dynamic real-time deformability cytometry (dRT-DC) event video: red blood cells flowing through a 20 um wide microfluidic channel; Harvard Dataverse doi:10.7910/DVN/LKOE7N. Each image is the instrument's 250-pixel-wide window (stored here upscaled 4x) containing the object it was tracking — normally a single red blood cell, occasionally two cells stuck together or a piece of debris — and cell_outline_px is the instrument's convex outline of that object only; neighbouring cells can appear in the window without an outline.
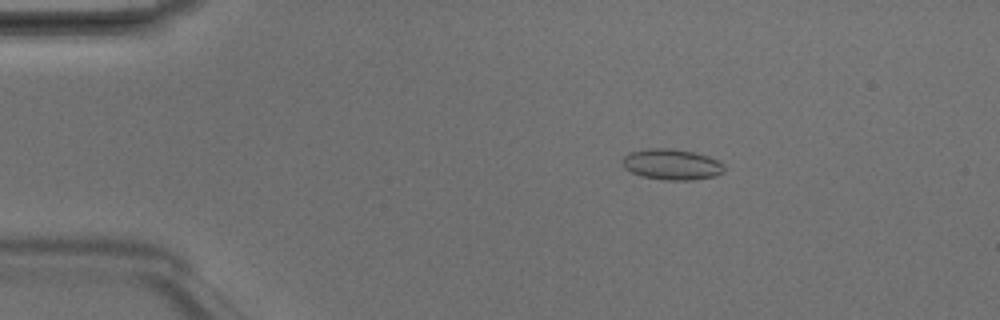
{"species": "Egyptian fruit bat (a non-hibernating species)", "species_latin": "Rousettus aegyptiacus", "temperature_condition": "room temperature", "stored_images_in_passage": 5, "camera_frame_rate_fps": 3000, "um_per_image_px": 0.085, "animal": {"sex": "male"}, "frame": {"image": 1, "passage_image": 3, "time_ms": 0.667, "image_size_px": [1000, 320], "cell_outline_px": [[724, 172], [716, 176], [692, 180], [664, 180], [640, 176], [624, 168], [620, 160], [628, 152], [648, 148], [668, 148], [692, 152], [708, 156], [724, 164]], "centroid_in_image_um": [57.06, 13.98], "position_along_channel_um": 27.9, "area_um2": 18.44}}
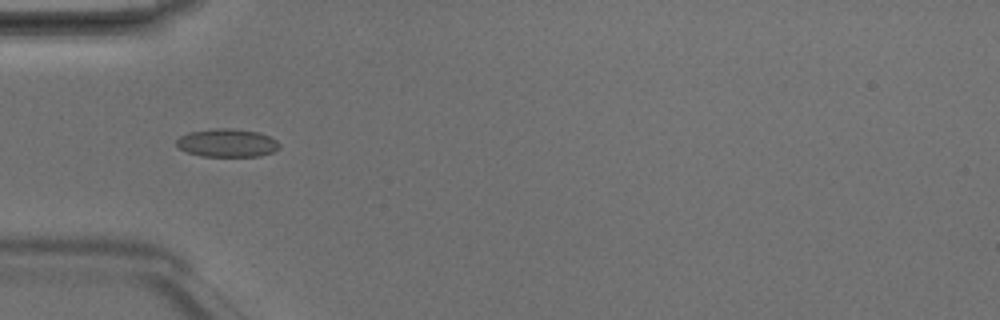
{"frame": {"image": 2, "passage_image": 5, "time_ms": 1.333, "image_size_px": [1000, 320], "cell_outline_px": [[280, 148], [272, 152], [260, 156], [200, 156], [188, 152], [180, 148], [176, 144], [176, 140], [180, 136], [188, 132], [216, 128], [232, 128], [256, 132], [268, 136], [276, 140], [280, 144]], "centroid_in_image_um": [19.3, 12.15], "position_along_channel_um": 65.7, "area_um2": 16.82}}